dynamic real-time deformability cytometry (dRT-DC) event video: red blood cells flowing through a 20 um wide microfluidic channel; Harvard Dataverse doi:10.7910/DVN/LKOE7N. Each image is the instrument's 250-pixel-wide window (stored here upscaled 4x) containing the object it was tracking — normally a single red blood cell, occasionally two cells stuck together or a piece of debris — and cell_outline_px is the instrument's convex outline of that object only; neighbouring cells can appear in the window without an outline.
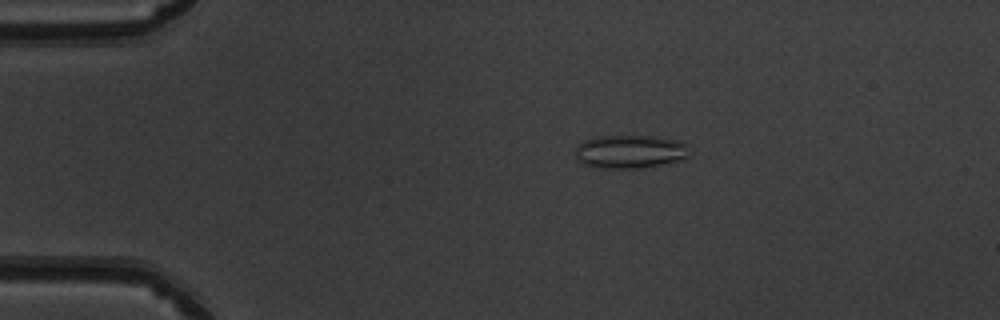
{"species": "common noctule bat (a hibernating species)", "species_latin": "Nyctalus noctula", "temperature_condition": "warm", "stored_images_in_passage": 49, "camera_frame_rate_fps": 3000, "um_per_image_px": 0.085, "animal": {"sex": "male", "body_mass_g": 19.5, "forearm_length_mm": 54.6}, "frame": {"image": 1, "passage_image": 9, "time_ms": 2.667, "image_size_px": [1000, 320], "cell_outline_px": [[688, 156], [680, 160], [660, 164], [636, 168], [600, 168], [580, 164], [576, 160], [576, 148], [584, 140], [596, 136], [656, 136], [688, 144]], "centroid_in_image_um": [53.49, 12.89], "position_along_channel_um": 31.5, "area_um2": 22.08}}
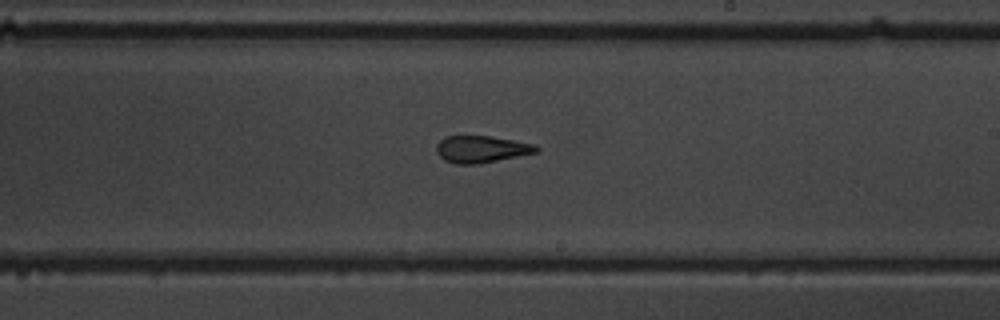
{"frame": {"image": 2, "passage_image": 29, "time_ms": 9.333, "image_size_px": [1000, 320], "cell_outline_px": [[540, 152], [476, 164], [456, 164], [444, 160], [436, 152], [436, 144], [444, 136], [488, 136], [536, 144], [540, 148]], "centroid_in_image_um": [40.92, 12.68], "position_along_channel_um": 248.1, "area_um2": 15.72}}
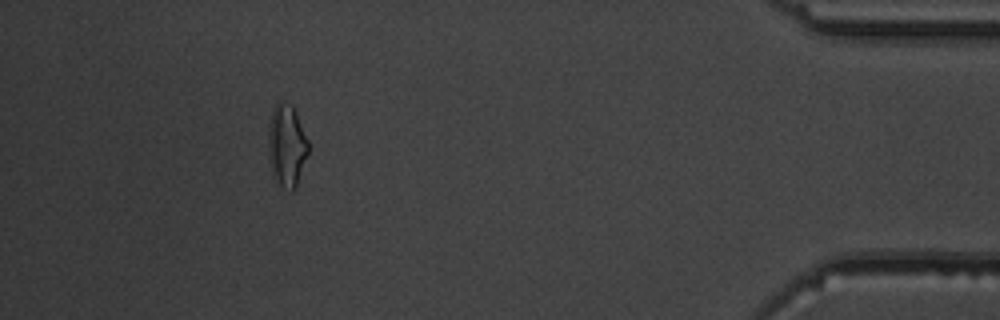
{"frame": {"image": 3, "passage_image": 45, "time_ms": 14.667, "image_size_px": [1000, 320], "cell_outline_px": [[308, 152], [296, 188], [292, 192], [280, 184], [272, 176], [268, 152], [268, 128], [272, 108], [280, 100], [292, 104], [296, 112], [308, 140]], "centroid_in_image_um": [24.36, 12.35], "position_along_channel_um": 410.8, "area_um2": 19.36}, "authors_computed_cell_mechanics": {"area_um2": 16.6464, "velocity_mm_per_s": 4.0595, "shape_relaxation_time_tau1_ms": 8.7427, "shape_relaxation_time_tau2_ms": 1.6839, "deformation_change_tau1": 0.2163, "deformation_change_tau2": 0.107}}